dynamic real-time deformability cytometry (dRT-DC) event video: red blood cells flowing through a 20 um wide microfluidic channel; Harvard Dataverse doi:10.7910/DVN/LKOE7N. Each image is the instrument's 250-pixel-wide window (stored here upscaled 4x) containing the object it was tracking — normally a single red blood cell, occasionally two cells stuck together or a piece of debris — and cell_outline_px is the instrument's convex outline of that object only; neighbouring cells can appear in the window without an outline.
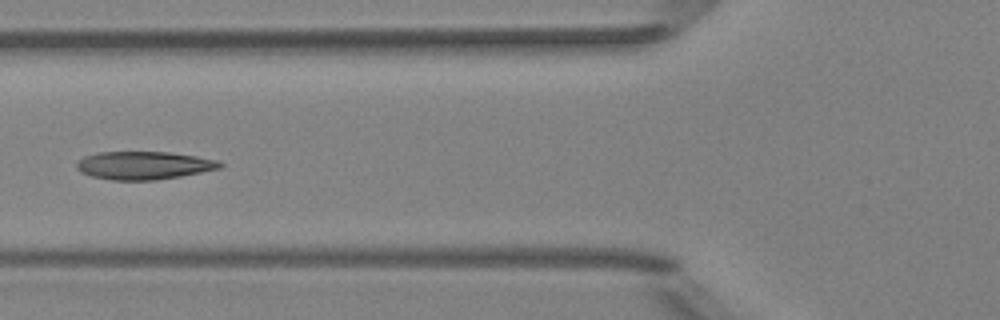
{"species": "Egyptian fruit bat (a non-hibernating species)", "species_latin": "Rousettus aegyptiacus", "temperature_condition": "room temperature", "stored_images_in_passage": 7, "camera_frame_rate_fps": 3000, "um_per_image_px": 0.085, "animal": {"sex": "female"}, "frame": {"image": 1, "passage_image": 6, "time_ms": 5.667, "image_size_px": [1000, 320], "cell_outline_px": [[224, 164], [220, 168], [180, 176], [156, 180], [112, 180], [92, 176], [80, 172], [76, 168], [76, 160], [84, 156], [100, 152], [168, 152], [196, 156], [216, 160]], "centroid_in_image_um": [12.18, 14.06], "position_along_channel_um": 113.6, "area_um2": 23.35}}
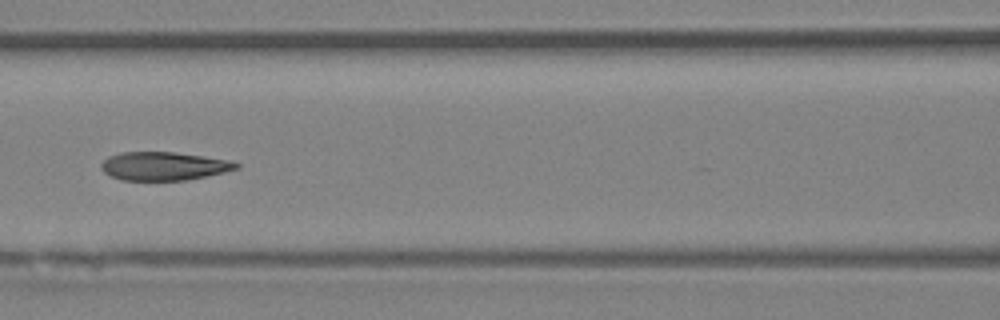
{"frame": {"image": 2, "passage_image": 7, "time_ms": 6.667, "image_size_px": [1000, 320], "cell_outline_px": [[240, 168], [224, 172], [184, 180], [120, 180], [104, 172], [100, 168], [100, 164], [108, 156], [120, 152], [176, 152], [204, 156], [228, 160], [240, 164]], "centroid_in_image_um": [13.89, 14.11], "position_along_channel_um": 152.7, "area_um2": 22.31}}